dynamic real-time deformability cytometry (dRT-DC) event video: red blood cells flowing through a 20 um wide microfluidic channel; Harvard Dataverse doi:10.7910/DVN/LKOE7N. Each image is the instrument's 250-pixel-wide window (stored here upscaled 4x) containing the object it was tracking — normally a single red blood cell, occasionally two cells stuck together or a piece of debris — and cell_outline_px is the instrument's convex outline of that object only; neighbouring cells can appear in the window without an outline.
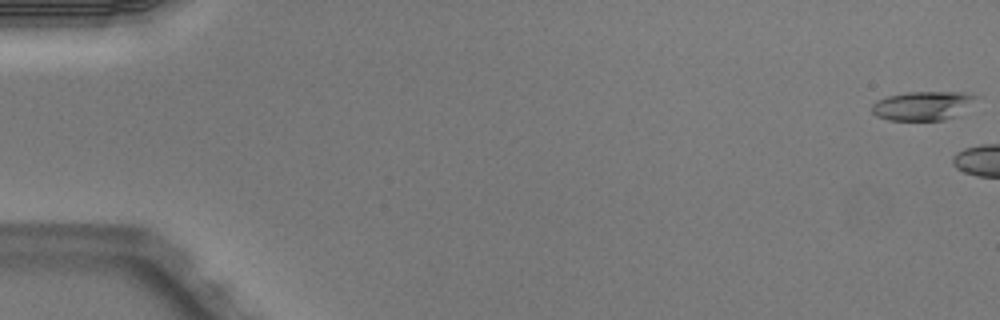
{"species": "Egyptian fruit bat (a non-hibernating species)", "species_latin": "Rousettus aegyptiacus", "temperature_condition": "warm", "stored_images_in_passage": 6, "camera_frame_rate_fps": 3000, "um_per_image_px": 0.085, "animal": {"sex": "male"}, "frame": {"image": 1, "passage_image": 1, "time_ms": 0.0, "image_size_px": [1000, 320], "cell_outline_px": [[980, 96], [952, 116], [944, 120], [888, 120], [876, 116], [872, 112], [872, 104], [876, 100], [888, 96], [908, 92], [964, 92]], "centroid_in_image_um": [78.35, 8.97], "position_along_channel_um": 6.6, "area_um2": 17.22}}
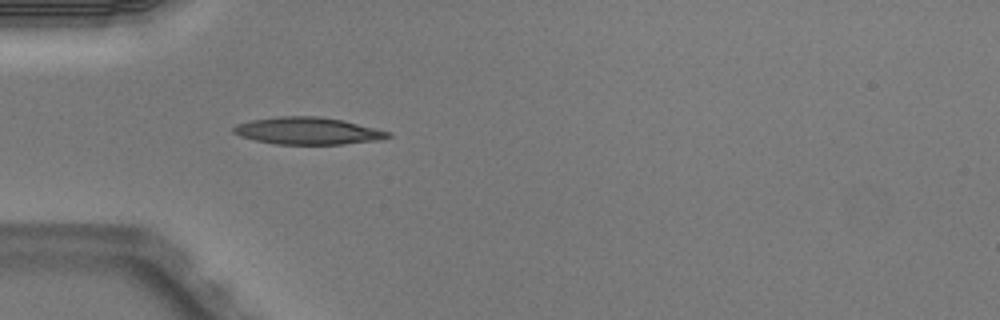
{"frame": {"image": 2, "passage_image": 6, "time_ms": 1.667, "image_size_px": [1000, 320], "cell_outline_px": [[392, 136], [384, 140], [344, 144], [276, 144], [256, 140], [240, 136], [232, 132], [232, 128], [236, 124], [252, 120], [276, 116], [320, 116], [344, 120], [392, 132]], "centroid_in_image_um": [26.22, 11.12], "position_along_channel_um": 58.8, "area_um2": 24.74}}